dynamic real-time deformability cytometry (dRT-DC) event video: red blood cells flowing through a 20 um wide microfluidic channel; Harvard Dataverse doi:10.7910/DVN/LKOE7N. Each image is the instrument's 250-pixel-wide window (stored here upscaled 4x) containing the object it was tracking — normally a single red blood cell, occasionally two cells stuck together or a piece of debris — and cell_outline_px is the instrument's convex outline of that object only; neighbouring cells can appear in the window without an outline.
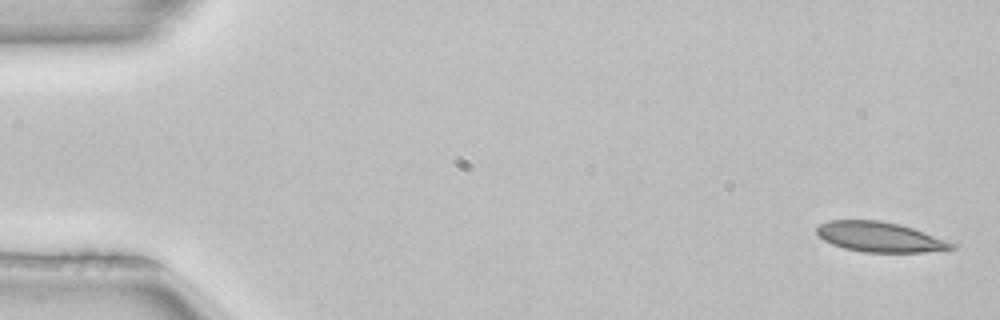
{"species": "common noctule bat (a hibernating species)", "species_latin": "Nyctalus noctula", "temperature_condition": "room temperature", "stored_images_in_passage": 4, "camera_frame_rate_fps": 3000, "um_per_image_px": 0.085, "animal": {"sex": "female", "body_mass_g": 22.7, "forearm_length_mm": 54.2}, "frame": {"image": 1, "passage_image": 1, "time_ms": 0.0, "image_size_px": [1000, 320], "cell_outline_px": [[956, 248], [924, 252], [864, 252], [844, 248], [832, 244], [824, 240], [816, 232], [816, 228], [820, 224], [828, 220], [880, 220], [900, 224], [912, 228], [956, 244]], "centroid_in_image_um": [74.75, 20.14], "position_along_channel_um": 10.2, "area_um2": 23.41}}
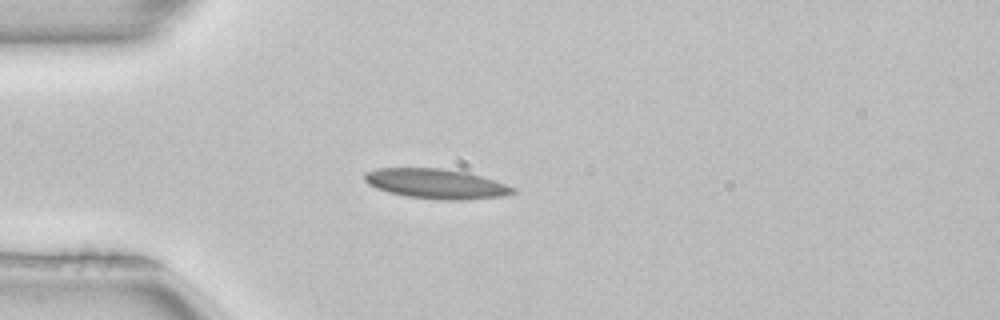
{"frame": {"image": 2, "passage_image": 4, "time_ms": 1.0, "image_size_px": [1000, 320], "cell_outline_px": [[516, 192], [500, 196], [464, 200], [440, 200], [404, 196], [388, 192], [376, 188], [368, 184], [364, 180], [364, 172], [376, 168], [440, 168], [468, 172], [516, 188]], "centroid_in_image_um": [37.01, 15.62], "position_along_channel_um": 48.0, "area_um2": 25.78}}